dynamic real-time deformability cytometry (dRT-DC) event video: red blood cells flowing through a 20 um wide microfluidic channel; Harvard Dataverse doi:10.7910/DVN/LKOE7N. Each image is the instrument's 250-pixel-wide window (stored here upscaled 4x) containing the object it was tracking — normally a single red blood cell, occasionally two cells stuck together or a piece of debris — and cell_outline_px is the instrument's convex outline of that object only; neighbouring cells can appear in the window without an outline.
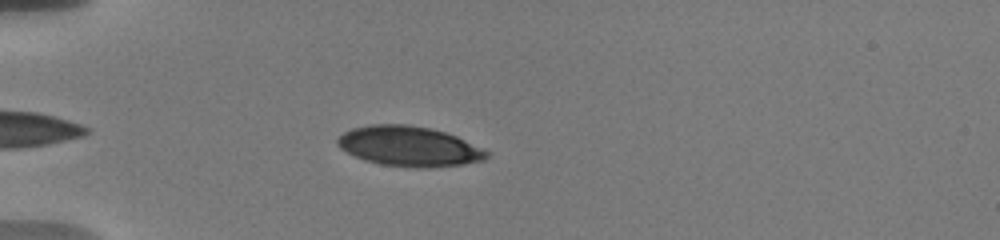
{"species": "human", "species_latin": "Homo sapiens", "temperature_condition": "warm", "stored_images_in_passage": 42, "camera_frame_rate_fps": 3000, "um_per_image_px": 0.085, "donor": {"sex": "male"}, "frame": {"image": 1, "passage_image": 7, "time_ms": 2.0, "image_size_px": [1000, 240], "cell_outline_px": [[492, 152], [484, 160], [464, 164], [432, 168], [416, 168], [380, 164], [364, 160], [340, 148], [336, 144], [336, 140], [344, 132], [352, 128], [372, 124], [404, 124], [432, 128], [456, 136], [484, 148]], "centroid_in_image_um": [34.81, 12.44], "position_along_channel_um": 50.2, "area_um2": 35.03}}
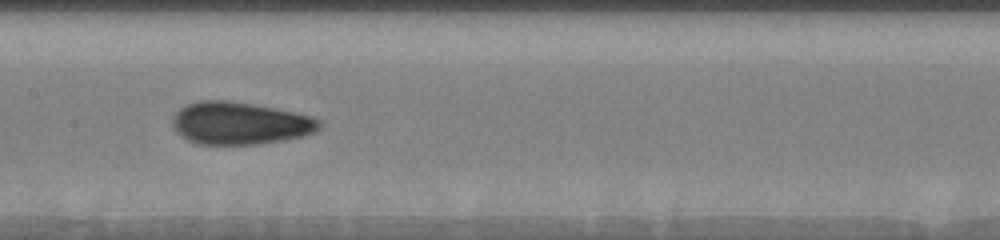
{"frame": {"image": 2, "passage_image": 20, "time_ms": 6.333, "image_size_px": [1000, 240], "cell_outline_px": [[324, 124], [316, 132], [284, 140], [256, 144], [200, 144], [188, 140], [180, 136], [172, 128], [172, 116], [180, 108], [188, 104], [200, 100], [228, 100], [256, 104], [296, 112], [312, 116], [320, 120]], "centroid_in_image_um": [20.4, 10.46], "position_along_channel_um": 187.0, "area_um2": 36.7}}
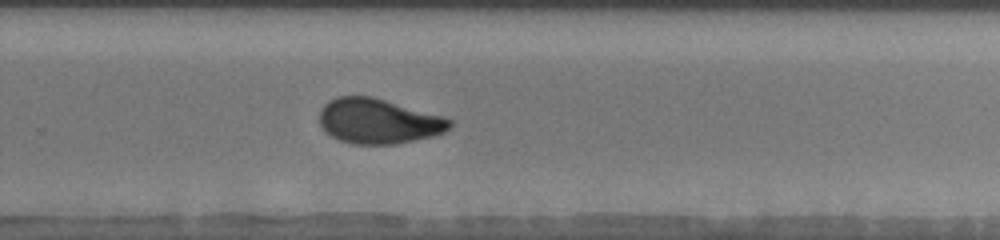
{"frame": {"image": 3, "passage_image": 29, "time_ms": 9.333, "image_size_px": [1000, 240], "cell_outline_px": [[452, 124], [444, 132], [436, 136], [396, 144], [352, 144], [340, 140], [324, 132], [320, 124], [320, 108], [328, 100], [336, 96], [372, 96], [444, 116], [452, 120]], "centroid_in_image_um": [32.16, 10.3], "position_along_channel_um": 297.6, "area_um2": 34.51}, "authors_computed_cell_mechanics": {"area_um2": 34.9979, "velocity_mm_per_s": 3.7115, "shape_relaxation_time_tau1_ms": 6.1743, "shape_relaxation_time_tau2_ms": 1.3162, "deformation_change_tau1": 0.1757, "deformation_change_tau2": 0.0533}}